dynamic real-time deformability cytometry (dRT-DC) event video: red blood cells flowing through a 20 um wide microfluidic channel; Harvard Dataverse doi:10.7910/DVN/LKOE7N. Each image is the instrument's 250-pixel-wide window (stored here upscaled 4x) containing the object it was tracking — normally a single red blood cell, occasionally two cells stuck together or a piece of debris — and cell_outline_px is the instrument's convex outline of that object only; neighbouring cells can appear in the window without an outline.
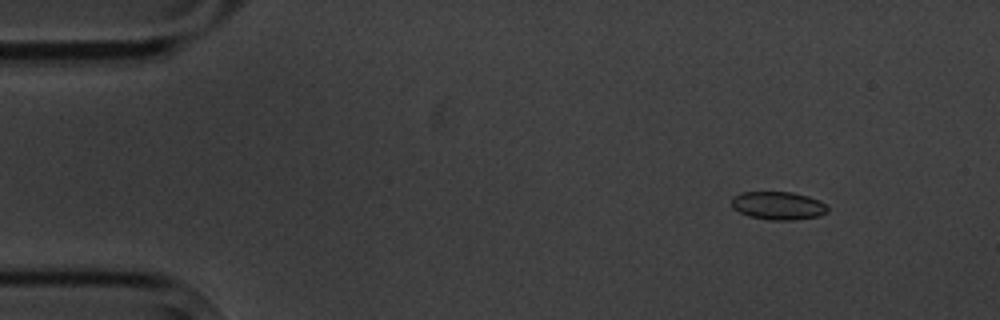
{"species": "common noctule bat (a hibernating species)", "species_latin": "Nyctalus noctula", "temperature_condition": "cold", "stored_images_in_passage": 3, "camera_frame_rate_fps": 3000, "um_per_image_px": 0.085, "animal": {"sex": "male", "body_mass_g": 20.1, "forearm_length_mm": 53.5}, "frame": {"image": 1, "passage_image": 1, "time_ms": 0.0, "image_size_px": [1000, 320], "cell_outline_px": [[828, 212], [820, 216], [792, 220], [768, 220], [748, 216], [732, 208], [732, 196], [740, 192], [792, 192], [808, 196], [820, 200], [828, 208]], "centroid_in_image_um": [66.13, 17.48], "position_along_channel_um": 18.9, "area_um2": 15.9}}
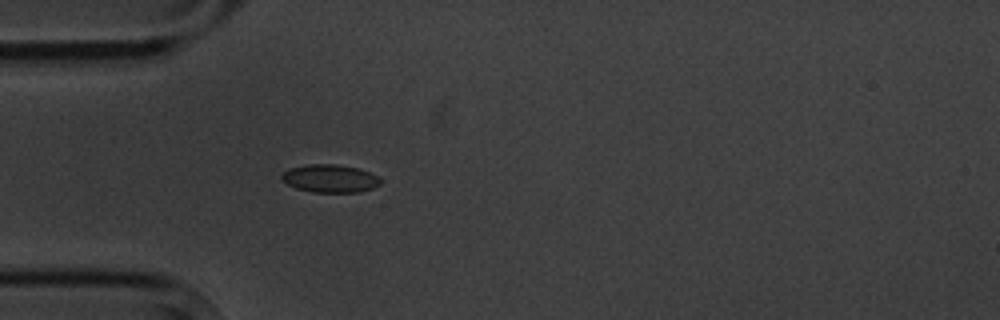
{"frame": {"image": 2, "passage_image": 3, "time_ms": 3.333, "image_size_px": [1000, 320], "cell_outline_px": [[380, 184], [372, 188], [360, 192], [312, 192], [296, 188], [288, 184], [280, 176], [288, 168], [308, 164], [336, 164], [356, 168], [368, 172], [376, 176], [380, 180]], "centroid_in_image_um": [28.02, 15.17], "position_along_channel_um": 57.0, "area_um2": 15.9}}